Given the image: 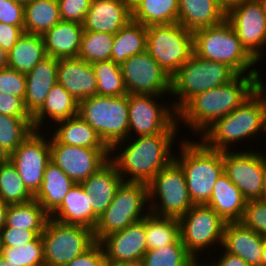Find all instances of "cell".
I'll return each mask as SVG.
<instances>
[{"label": "cell", "mask_w": 266, "mask_h": 266, "mask_svg": "<svg viewBox=\"0 0 266 266\" xmlns=\"http://www.w3.org/2000/svg\"><path fill=\"white\" fill-rule=\"evenodd\" d=\"M147 186L149 211L154 215L179 219L194 206L183 170L175 160L161 169Z\"/></svg>", "instance_id": "9c48e42d"}, {"label": "cell", "mask_w": 266, "mask_h": 266, "mask_svg": "<svg viewBox=\"0 0 266 266\" xmlns=\"http://www.w3.org/2000/svg\"><path fill=\"white\" fill-rule=\"evenodd\" d=\"M264 237L240 222L226 223L220 249L239 256L250 266H260Z\"/></svg>", "instance_id": "7402d4cb"}, {"label": "cell", "mask_w": 266, "mask_h": 266, "mask_svg": "<svg viewBox=\"0 0 266 266\" xmlns=\"http://www.w3.org/2000/svg\"><path fill=\"white\" fill-rule=\"evenodd\" d=\"M45 266H65L94 242V231L49 218L41 234Z\"/></svg>", "instance_id": "4fadbf2b"}, {"label": "cell", "mask_w": 266, "mask_h": 266, "mask_svg": "<svg viewBox=\"0 0 266 266\" xmlns=\"http://www.w3.org/2000/svg\"><path fill=\"white\" fill-rule=\"evenodd\" d=\"M261 77L237 75L225 85L196 94L177 112L179 128L183 124L200 137L218 119L239 107L265 81Z\"/></svg>", "instance_id": "6da1fadb"}, {"label": "cell", "mask_w": 266, "mask_h": 266, "mask_svg": "<svg viewBox=\"0 0 266 266\" xmlns=\"http://www.w3.org/2000/svg\"><path fill=\"white\" fill-rule=\"evenodd\" d=\"M260 133L266 135V85L264 82L239 107L209 127L200 139L209 148L222 152L233 151V149L236 151L235 143L244 145L245 140L249 143L252 139L258 141L256 137L258 138Z\"/></svg>", "instance_id": "3957f363"}, {"label": "cell", "mask_w": 266, "mask_h": 266, "mask_svg": "<svg viewBox=\"0 0 266 266\" xmlns=\"http://www.w3.org/2000/svg\"><path fill=\"white\" fill-rule=\"evenodd\" d=\"M43 133V130H34L10 154L11 163L33 196L40 190L46 165L51 161L50 135Z\"/></svg>", "instance_id": "9a60e30c"}, {"label": "cell", "mask_w": 266, "mask_h": 266, "mask_svg": "<svg viewBox=\"0 0 266 266\" xmlns=\"http://www.w3.org/2000/svg\"><path fill=\"white\" fill-rule=\"evenodd\" d=\"M10 160V153L0 144V164Z\"/></svg>", "instance_id": "6f0895ef"}, {"label": "cell", "mask_w": 266, "mask_h": 266, "mask_svg": "<svg viewBox=\"0 0 266 266\" xmlns=\"http://www.w3.org/2000/svg\"><path fill=\"white\" fill-rule=\"evenodd\" d=\"M100 243L107 260L141 262L148 250L145 217L119 232L106 236Z\"/></svg>", "instance_id": "d6986e66"}, {"label": "cell", "mask_w": 266, "mask_h": 266, "mask_svg": "<svg viewBox=\"0 0 266 266\" xmlns=\"http://www.w3.org/2000/svg\"><path fill=\"white\" fill-rule=\"evenodd\" d=\"M132 20L131 0H91L84 31L116 34Z\"/></svg>", "instance_id": "ffe728a7"}, {"label": "cell", "mask_w": 266, "mask_h": 266, "mask_svg": "<svg viewBox=\"0 0 266 266\" xmlns=\"http://www.w3.org/2000/svg\"><path fill=\"white\" fill-rule=\"evenodd\" d=\"M84 33L82 24L59 21L42 36L46 56L53 58H77Z\"/></svg>", "instance_id": "4316f807"}, {"label": "cell", "mask_w": 266, "mask_h": 266, "mask_svg": "<svg viewBox=\"0 0 266 266\" xmlns=\"http://www.w3.org/2000/svg\"><path fill=\"white\" fill-rule=\"evenodd\" d=\"M32 117L0 114V144L11 154L34 131Z\"/></svg>", "instance_id": "60d3db41"}, {"label": "cell", "mask_w": 266, "mask_h": 266, "mask_svg": "<svg viewBox=\"0 0 266 266\" xmlns=\"http://www.w3.org/2000/svg\"><path fill=\"white\" fill-rule=\"evenodd\" d=\"M226 20L247 52L257 62L265 60L266 16L258 0H237L226 10Z\"/></svg>", "instance_id": "5bb4252c"}, {"label": "cell", "mask_w": 266, "mask_h": 266, "mask_svg": "<svg viewBox=\"0 0 266 266\" xmlns=\"http://www.w3.org/2000/svg\"><path fill=\"white\" fill-rule=\"evenodd\" d=\"M226 9L216 0H179L178 23L194 32L220 24Z\"/></svg>", "instance_id": "83f0119b"}, {"label": "cell", "mask_w": 266, "mask_h": 266, "mask_svg": "<svg viewBox=\"0 0 266 266\" xmlns=\"http://www.w3.org/2000/svg\"><path fill=\"white\" fill-rule=\"evenodd\" d=\"M260 266H266V237H264V244L262 249V258Z\"/></svg>", "instance_id": "94428289"}, {"label": "cell", "mask_w": 266, "mask_h": 266, "mask_svg": "<svg viewBox=\"0 0 266 266\" xmlns=\"http://www.w3.org/2000/svg\"><path fill=\"white\" fill-rule=\"evenodd\" d=\"M219 4H221L226 10L234 4L237 0H216Z\"/></svg>", "instance_id": "91938a15"}, {"label": "cell", "mask_w": 266, "mask_h": 266, "mask_svg": "<svg viewBox=\"0 0 266 266\" xmlns=\"http://www.w3.org/2000/svg\"><path fill=\"white\" fill-rule=\"evenodd\" d=\"M194 54L200 58L221 62L238 75H261L258 63L242 46L231 24L225 19L215 26L193 32ZM255 65V66H254Z\"/></svg>", "instance_id": "5b68a950"}, {"label": "cell", "mask_w": 266, "mask_h": 266, "mask_svg": "<svg viewBox=\"0 0 266 266\" xmlns=\"http://www.w3.org/2000/svg\"><path fill=\"white\" fill-rule=\"evenodd\" d=\"M24 33V26L0 23V46L8 54Z\"/></svg>", "instance_id": "816d5d0a"}, {"label": "cell", "mask_w": 266, "mask_h": 266, "mask_svg": "<svg viewBox=\"0 0 266 266\" xmlns=\"http://www.w3.org/2000/svg\"><path fill=\"white\" fill-rule=\"evenodd\" d=\"M7 58L8 54L0 46V69H4L7 67Z\"/></svg>", "instance_id": "680465c9"}, {"label": "cell", "mask_w": 266, "mask_h": 266, "mask_svg": "<svg viewBox=\"0 0 266 266\" xmlns=\"http://www.w3.org/2000/svg\"><path fill=\"white\" fill-rule=\"evenodd\" d=\"M222 251V252H221ZM218 252H221L219 255L220 258L218 256H214L217 257L215 258H211L210 261L211 263L208 261V259L203 262L205 266H250L248 263H246L242 258H240L239 256L233 255L227 251L223 250H218ZM215 259V260H214ZM214 261V262H213ZM209 262V263H207Z\"/></svg>", "instance_id": "f5cc1de1"}, {"label": "cell", "mask_w": 266, "mask_h": 266, "mask_svg": "<svg viewBox=\"0 0 266 266\" xmlns=\"http://www.w3.org/2000/svg\"><path fill=\"white\" fill-rule=\"evenodd\" d=\"M8 204L0 199V231L5 226Z\"/></svg>", "instance_id": "11a10c76"}, {"label": "cell", "mask_w": 266, "mask_h": 266, "mask_svg": "<svg viewBox=\"0 0 266 266\" xmlns=\"http://www.w3.org/2000/svg\"><path fill=\"white\" fill-rule=\"evenodd\" d=\"M92 197L81 184H75L50 218L67 225H79L94 230L99 218L91 208Z\"/></svg>", "instance_id": "cb8c5ba5"}, {"label": "cell", "mask_w": 266, "mask_h": 266, "mask_svg": "<svg viewBox=\"0 0 266 266\" xmlns=\"http://www.w3.org/2000/svg\"><path fill=\"white\" fill-rule=\"evenodd\" d=\"M106 262L107 259L102 244L95 241L86 251L65 266H106Z\"/></svg>", "instance_id": "c3c4849f"}, {"label": "cell", "mask_w": 266, "mask_h": 266, "mask_svg": "<svg viewBox=\"0 0 266 266\" xmlns=\"http://www.w3.org/2000/svg\"><path fill=\"white\" fill-rule=\"evenodd\" d=\"M260 200L266 201V152H264L263 186Z\"/></svg>", "instance_id": "9f6ffc18"}, {"label": "cell", "mask_w": 266, "mask_h": 266, "mask_svg": "<svg viewBox=\"0 0 266 266\" xmlns=\"http://www.w3.org/2000/svg\"><path fill=\"white\" fill-rule=\"evenodd\" d=\"M26 75L11 68L0 69V91L5 94L25 98Z\"/></svg>", "instance_id": "f6af8a7d"}, {"label": "cell", "mask_w": 266, "mask_h": 266, "mask_svg": "<svg viewBox=\"0 0 266 266\" xmlns=\"http://www.w3.org/2000/svg\"><path fill=\"white\" fill-rule=\"evenodd\" d=\"M141 262L143 266H196L198 264L186 250L181 238L175 243L147 250Z\"/></svg>", "instance_id": "74e56055"}, {"label": "cell", "mask_w": 266, "mask_h": 266, "mask_svg": "<svg viewBox=\"0 0 266 266\" xmlns=\"http://www.w3.org/2000/svg\"><path fill=\"white\" fill-rule=\"evenodd\" d=\"M51 127L55 128H50L49 132L46 131V134L52 135L60 144L109 149L97 132L78 115L58 121Z\"/></svg>", "instance_id": "f546056e"}, {"label": "cell", "mask_w": 266, "mask_h": 266, "mask_svg": "<svg viewBox=\"0 0 266 266\" xmlns=\"http://www.w3.org/2000/svg\"><path fill=\"white\" fill-rule=\"evenodd\" d=\"M236 149L238 150L223 151L224 173L247 201L260 199L266 150H254L251 147L246 151L245 148L241 151Z\"/></svg>", "instance_id": "2e32d148"}, {"label": "cell", "mask_w": 266, "mask_h": 266, "mask_svg": "<svg viewBox=\"0 0 266 266\" xmlns=\"http://www.w3.org/2000/svg\"><path fill=\"white\" fill-rule=\"evenodd\" d=\"M178 220L181 241L188 253L198 263L204 262L203 258L206 257V252L207 256H210L209 253H212L214 249V252H217V249L222 246L226 222L211 207L207 205H194ZM203 252L204 256L202 258Z\"/></svg>", "instance_id": "30bf717a"}, {"label": "cell", "mask_w": 266, "mask_h": 266, "mask_svg": "<svg viewBox=\"0 0 266 266\" xmlns=\"http://www.w3.org/2000/svg\"><path fill=\"white\" fill-rule=\"evenodd\" d=\"M78 116L97 132L109 149L128 138V94L87 97L78 102Z\"/></svg>", "instance_id": "52a82bcc"}, {"label": "cell", "mask_w": 266, "mask_h": 266, "mask_svg": "<svg viewBox=\"0 0 266 266\" xmlns=\"http://www.w3.org/2000/svg\"><path fill=\"white\" fill-rule=\"evenodd\" d=\"M75 184L55 163L50 161L45 168L42 186L34 199L51 215Z\"/></svg>", "instance_id": "4dcf8cb0"}, {"label": "cell", "mask_w": 266, "mask_h": 266, "mask_svg": "<svg viewBox=\"0 0 266 266\" xmlns=\"http://www.w3.org/2000/svg\"><path fill=\"white\" fill-rule=\"evenodd\" d=\"M1 256L17 266H45L42 237L38 235L24 245L4 247Z\"/></svg>", "instance_id": "7bdbcfd3"}, {"label": "cell", "mask_w": 266, "mask_h": 266, "mask_svg": "<svg viewBox=\"0 0 266 266\" xmlns=\"http://www.w3.org/2000/svg\"><path fill=\"white\" fill-rule=\"evenodd\" d=\"M196 266H205L204 263H198Z\"/></svg>", "instance_id": "003e7915"}, {"label": "cell", "mask_w": 266, "mask_h": 266, "mask_svg": "<svg viewBox=\"0 0 266 266\" xmlns=\"http://www.w3.org/2000/svg\"><path fill=\"white\" fill-rule=\"evenodd\" d=\"M58 62V58L46 56L25 74L27 87L24 104L31 116L42 107L48 93L57 83Z\"/></svg>", "instance_id": "603a6c76"}, {"label": "cell", "mask_w": 266, "mask_h": 266, "mask_svg": "<svg viewBox=\"0 0 266 266\" xmlns=\"http://www.w3.org/2000/svg\"><path fill=\"white\" fill-rule=\"evenodd\" d=\"M92 66L97 78L98 96H124L128 94L120 65L108 60L96 62Z\"/></svg>", "instance_id": "b9f144b4"}, {"label": "cell", "mask_w": 266, "mask_h": 266, "mask_svg": "<svg viewBox=\"0 0 266 266\" xmlns=\"http://www.w3.org/2000/svg\"><path fill=\"white\" fill-rule=\"evenodd\" d=\"M258 2L261 4V7H262V10H263V13H264L265 16H266V0H258Z\"/></svg>", "instance_id": "be15d7a7"}, {"label": "cell", "mask_w": 266, "mask_h": 266, "mask_svg": "<svg viewBox=\"0 0 266 266\" xmlns=\"http://www.w3.org/2000/svg\"><path fill=\"white\" fill-rule=\"evenodd\" d=\"M3 242H2V236H1V231H0V256L2 255V251H3Z\"/></svg>", "instance_id": "e7e4bbea"}, {"label": "cell", "mask_w": 266, "mask_h": 266, "mask_svg": "<svg viewBox=\"0 0 266 266\" xmlns=\"http://www.w3.org/2000/svg\"><path fill=\"white\" fill-rule=\"evenodd\" d=\"M146 51L172 77L194 53L193 32L179 23L148 26Z\"/></svg>", "instance_id": "8fae6325"}, {"label": "cell", "mask_w": 266, "mask_h": 266, "mask_svg": "<svg viewBox=\"0 0 266 266\" xmlns=\"http://www.w3.org/2000/svg\"><path fill=\"white\" fill-rule=\"evenodd\" d=\"M61 21L58 0H30L24 5V32L43 35Z\"/></svg>", "instance_id": "e575fe53"}, {"label": "cell", "mask_w": 266, "mask_h": 266, "mask_svg": "<svg viewBox=\"0 0 266 266\" xmlns=\"http://www.w3.org/2000/svg\"><path fill=\"white\" fill-rule=\"evenodd\" d=\"M145 236L148 250L175 243L180 238L179 220L149 212L145 216Z\"/></svg>", "instance_id": "8d00e7d4"}, {"label": "cell", "mask_w": 266, "mask_h": 266, "mask_svg": "<svg viewBox=\"0 0 266 266\" xmlns=\"http://www.w3.org/2000/svg\"><path fill=\"white\" fill-rule=\"evenodd\" d=\"M57 83L78 102L97 95V78L92 64L79 58H61L57 67Z\"/></svg>", "instance_id": "44dd1931"}, {"label": "cell", "mask_w": 266, "mask_h": 266, "mask_svg": "<svg viewBox=\"0 0 266 266\" xmlns=\"http://www.w3.org/2000/svg\"><path fill=\"white\" fill-rule=\"evenodd\" d=\"M240 223L266 237V201L260 199L247 201Z\"/></svg>", "instance_id": "ee69618b"}, {"label": "cell", "mask_w": 266, "mask_h": 266, "mask_svg": "<svg viewBox=\"0 0 266 266\" xmlns=\"http://www.w3.org/2000/svg\"><path fill=\"white\" fill-rule=\"evenodd\" d=\"M0 23L24 26V5L13 0H0Z\"/></svg>", "instance_id": "681fc988"}, {"label": "cell", "mask_w": 266, "mask_h": 266, "mask_svg": "<svg viewBox=\"0 0 266 266\" xmlns=\"http://www.w3.org/2000/svg\"><path fill=\"white\" fill-rule=\"evenodd\" d=\"M58 4L62 21L82 24L91 0H58Z\"/></svg>", "instance_id": "bcb514c9"}, {"label": "cell", "mask_w": 266, "mask_h": 266, "mask_svg": "<svg viewBox=\"0 0 266 266\" xmlns=\"http://www.w3.org/2000/svg\"><path fill=\"white\" fill-rule=\"evenodd\" d=\"M238 74L227 64L198 57L194 53L171 77L168 99L178 112L192 97L229 83Z\"/></svg>", "instance_id": "8992f818"}, {"label": "cell", "mask_w": 266, "mask_h": 266, "mask_svg": "<svg viewBox=\"0 0 266 266\" xmlns=\"http://www.w3.org/2000/svg\"><path fill=\"white\" fill-rule=\"evenodd\" d=\"M51 161L76 184L85 181L110 160V149L60 144L50 136Z\"/></svg>", "instance_id": "ac0fdd59"}, {"label": "cell", "mask_w": 266, "mask_h": 266, "mask_svg": "<svg viewBox=\"0 0 266 266\" xmlns=\"http://www.w3.org/2000/svg\"><path fill=\"white\" fill-rule=\"evenodd\" d=\"M0 266H17V264L6 261L2 256H0Z\"/></svg>", "instance_id": "6125c7cd"}, {"label": "cell", "mask_w": 266, "mask_h": 266, "mask_svg": "<svg viewBox=\"0 0 266 266\" xmlns=\"http://www.w3.org/2000/svg\"><path fill=\"white\" fill-rule=\"evenodd\" d=\"M45 57L43 36L24 33L8 52L7 67L26 74Z\"/></svg>", "instance_id": "d6a6232c"}, {"label": "cell", "mask_w": 266, "mask_h": 266, "mask_svg": "<svg viewBox=\"0 0 266 266\" xmlns=\"http://www.w3.org/2000/svg\"><path fill=\"white\" fill-rule=\"evenodd\" d=\"M14 2L20 3L22 5H25L30 0H13Z\"/></svg>", "instance_id": "03108f58"}, {"label": "cell", "mask_w": 266, "mask_h": 266, "mask_svg": "<svg viewBox=\"0 0 266 266\" xmlns=\"http://www.w3.org/2000/svg\"><path fill=\"white\" fill-rule=\"evenodd\" d=\"M178 134L160 133L127 138L110 149V160L116 165L123 181L148 184L174 160L173 146L179 138Z\"/></svg>", "instance_id": "7a4b0ae2"}, {"label": "cell", "mask_w": 266, "mask_h": 266, "mask_svg": "<svg viewBox=\"0 0 266 266\" xmlns=\"http://www.w3.org/2000/svg\"><path fill=\"white\" fill-rule=\"evenodd\" d=\"M149 212L147 184L122 181L93 230L95 241L101 242L106 236L142 220Z\"/></svg>", "instance_id": "ba28073f"}, {"label": "cell", "mask_w": 266, "mask_h": 266, "mask_svg": "<svg viewBox=\"0 0 266 266\" xmlns=\"http://www.w3.org/2000/svg\"><path fill=\"white\" fill-rule=\"evenodd\" d=\"M106 266H143L142 262L112 261L107 260Z\"/></svg>", "instance_id": "db71d44e"}, {"label": "cell", "mask_w": 266, "mask_h": 266, "mask_svg": "<svg viewBox=\"0 0 266 266\" xmlns=\"http://www.w3.org/2000/svg\"><path fill=\"white\" fill-rule=\"evenodd\" d=\"M180 138L174 160L183 170L193 204L206 205L214 184L224 172L223 152L209 148L199 137L197 141L190 136Z\"/></svg>", "instance_id": "277c9868"}, {"label": "cell", "mask_w": 266, "mask_h": 266, "mask_svg": "<svg viewBox=\"0 0 266 266\" xmlns=\"http://www.w3.org/2000/svg\"><path fill=\"white\" fill-rule=\"evenodd\" d=\"M147 27L131 20L116 34L111 52V60L121 65L128 58L146 51Z\"/></svg>", "instance_id": "836d02e7"}, {"label": "cell", "mask_w": 266, "mask_h": 266, "mask_svg": "<svg viewBox=\"0 0 266 266\" xmlns=\"http://www.w3.org/2000/svg\"><path fill=\"white\" fill-rule=\"evenodd\" d=\"M132 20L144 26L178 23L179 0H131Z\"/></svg>", "instance_id": "1f68e13d"}, {"label": "cell", "mask_w": 266, "mask_h": 266, "mask_svg": "<svg viewBox=\"0 0 266 266\" xmlns=\"http://www.w3.org/2000/svg\"><path fill=\"white\" fill-rule=\"evenodd\" d=\"M0 114L13 117H32L26 110L24 99L0 91Z\"/></svg>", "instance_id": "f907efd6"}, {"label": "cell", "mask_w": 266, "mask_h": 266, "mask_svg": "<svg viewBox=\"0 0 266 266\" xmlns=\"http://www.w3.org/2000/svg\"><path fill=\"white\" fill-rule=\"evenodd\" d=\"M0 199L8 205L23 204L34 199L10 160L0 164Z\"/></svg>", "instance_id": "f35d334b"}, {"label": "cell", "mask_w": 266, "mask_h": 266, "mask_svg": "<svg viewBox=\"0 0 266 266\" xmlns=\"http://www.w3.org/2000/svg\"><path fill=\"white\" fill-rule=\"evenodd\" d=\"M76 115H78V101L62 85L56 83L42 107L32 116L33 127L35 130L44 128L43 130L46 131L56 122Z\"/></svg>", "instance_id": "484cf974"}, {"label": "cell", "mask_w": 266, "mask_h": 266, "mask_svg": "<svg viewBox=\"0 0 266 266\" xmlns=\"http://www.w3.org/2000/svg\"><path fill=\"white\" fill-rule=\"evenodd\" d=\"M44 230H27L22 228L3 227L1 236L3 247H15L32 242Z\"/></svg>", "instance_id": "7dc6e473"}, {"label": "cell", "mask_w": 266, "mask_h": 266, "mask_svg": "<svg viewBox=\"0 0 266 266\" xmlns=\"http://www.w3.org/2000/svg\"><path fill=\"white\" fill-rule=\"evenodd\" d=\"M50 215L35 200L8 205L4 227L44 230Z\"/></svg>", "instance_id": "d590c367"}, {"label": "cell", "mask_w": 266, "mask_h": 266, "mask_svg": "<svg viewBox=\"0 0 266 266\" xmlns=\"http://www.w3.org/2000/svg\"><path fill=\"white\" fill-rule=\"evenodd\" d=\"M120 69L128 94L170 96L171 76L147 51L128 58Z\"/></svg>", "instance_id": "e0dca14e"}, {"label": "cell", "mask_w": 266, "mask_h": 266, "mask_svg": "<svg viewBox=\"0 0 266 266\" xmlns=\"http://www.w3.org/2000/svg\"><path fill=\"white\" fill-rule=\"evenodd\" d=\"M122 181L116 165L109 160L93 175L80 183L84 191L92 197L91 208L98 218L111 204Z\"/></svg>", "instance_id": "d4e9b609"}, {"label": "cell", "mask_w": 266, "mask_h": 266, "mask_svg": "<svg viewBox=\"0 0 266 266\" xmlns=\"http://www.w3.org/2000/svg\"><path fill=\"white\" fill-rule=\"evenodd\" d=\"M247 200L240 190L223 174L214 184L209 202L211 207L226 223L240 222Z\"/></svg>", "instance_id": "f1b7e54d"}, {"label": "cell", "mask_w": 266, "mask_h": 266, "mask_svg": "<svg viewBox=\"0 0 266 266\" xmlns=\"http://www.w3.org/2000/svg\"><path fill=\"white\" fill-rule=\"evenodd\" d=\"M165 97L163 95L128 94V138L160 133H180L177 112L172 103L168 101L165 104ZM164 100L165 102H160Z\"/></svg>", "instance_id": "7c38bea8"}, {"label": "cell", "mask_w": 266, "mask_h": 266, "mask_svg": "<svg viewBox=\"0 0 266 266\" xmlns=\"http://www.w3.org/2000/svg\"><path fill=\"white\" fill-rule=\"evenodd\" d=\"M114 39L112 33L84 31L77 58L90 64L111 60Z\"/></svg>", "instance_id": "ab89813d"}]
</instances>
